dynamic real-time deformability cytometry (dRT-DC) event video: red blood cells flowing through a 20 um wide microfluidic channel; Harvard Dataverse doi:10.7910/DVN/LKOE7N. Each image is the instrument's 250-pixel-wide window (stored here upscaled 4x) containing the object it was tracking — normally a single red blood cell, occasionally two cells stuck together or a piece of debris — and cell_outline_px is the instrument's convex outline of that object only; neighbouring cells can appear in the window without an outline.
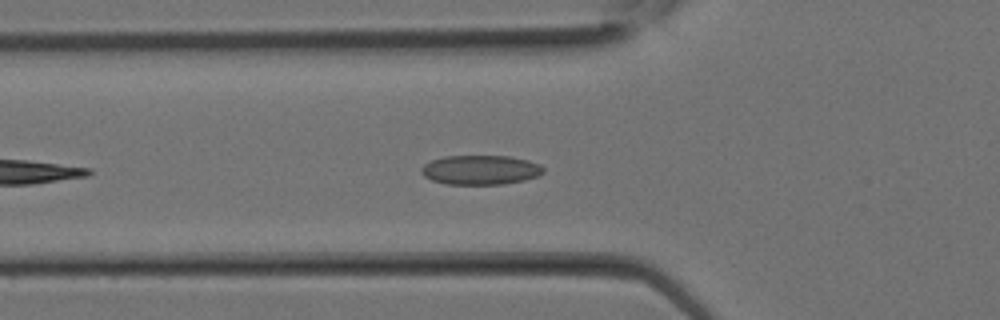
{"species": "Egyptian fruit bat (a non-hibernating species)", "species_latin": "Rousettus aegyptiacus", "temperature_condition": "room temperature", "stored_images_in_passage": 14, "camera_frame_rate_fps": 3000, "um_per_image_px": 0.085, "animal": {"sex": "female"}, "frame": {"image": 1, "passage_image": 10, "time_ms": 3.0, "image_size_px": [1000, 320], "cell_outline_px": [[544, 172], [536, 176], [524, 180], [504, 184], [448, 184], [432, 180], [424, 176], [420, 172], [420, 168], [424, 164], [432, 160], [444, 156], [508, 156], [528, 160], [540, 164], [544, 168]], "centroid_in_image_um": [40.83, 14.44], "position_along_channel_um": 85.0, "area_um2": 20.92}}
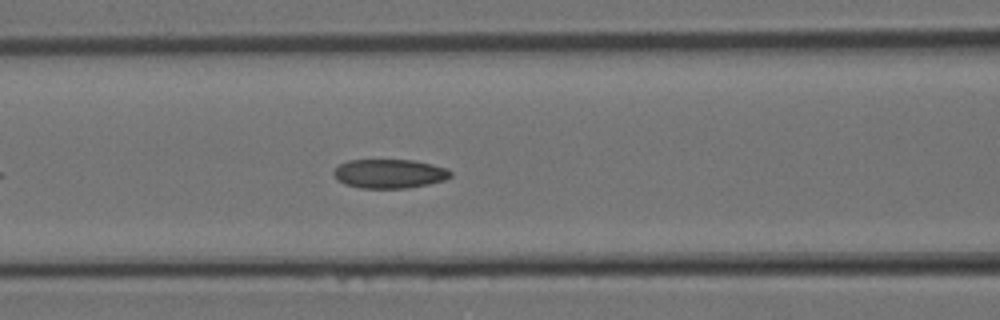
{"frame": {"image": 2, "passage_image": 12, "time_ms": 3.667, "image_size_px": [1000, 320], "cell_outline_px": [[452, 176], [444, 180], [428, 184], [408, 188], [360, 188], [344, 184], [336, 180], [332, 172], [340, 164], [348, 160], [412, 160], [432, 164], [448, 168], [452, 172]], "centroid_in_image_um": [33.1, 14.76], "position_along_channel_um": 133.5, "area_um2": 19.94}}
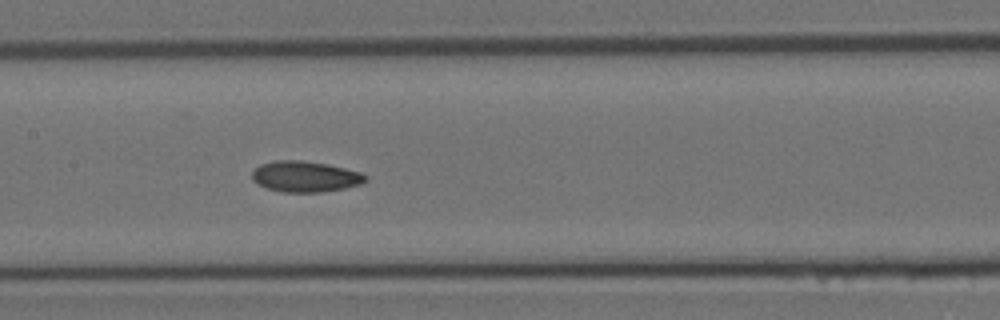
{"frame": {"image": 3, "passage_image": 14, "time_ms": 4.333, "image_size_px": [1000, 320], "cell_outline_px": [[368, 180], [360, 184], [344, 188], [320, 192], [284, 192], [268, 188], [256, 184], [252, 180], [252, 172], [260, 164], [276, 160], [300, 160], [328, 164], [360, 172], [368, 176]], "centroid_in_image_um": [25.93, 15.0], "position_along_channel_um": 181.5, "area_um2": 20.4}}